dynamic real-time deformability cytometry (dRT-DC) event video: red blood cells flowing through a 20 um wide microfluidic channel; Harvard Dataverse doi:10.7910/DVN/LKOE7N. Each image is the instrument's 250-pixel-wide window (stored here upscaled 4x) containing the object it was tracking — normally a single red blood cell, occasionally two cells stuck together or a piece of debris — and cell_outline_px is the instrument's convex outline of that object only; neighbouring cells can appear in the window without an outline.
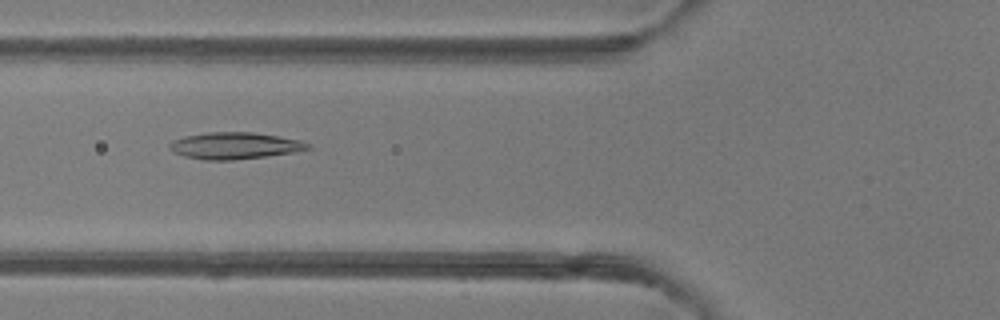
{"species": "common noctule bat (a hibernating species)", "species_latin": "Nyctalus noctula", "temperature_condition": "room temperature", "stored_images_in_passage": 3, "camera_frame_rate_fps": 3000, "um_per_image_px": 0.085, "animal": {"sex": "female"}, "frame": {"image": 1, "passage_image": 3, "time_ms": 2.0, "image_size_px": [1000, 320], "cell_outline_px": [[312, 148], [296, 152], [232, 160], [204, 160], [184, 156], [172, 152], [168, 148], [168, 144], [172, 140], [184, 136], [208, 132], [252, 132], [300, 140], [312, 144]], "centroid_in_image_um": [19.93, 12.38], "position_along_channel_um": 105.9, "area_um2": 21.62}}